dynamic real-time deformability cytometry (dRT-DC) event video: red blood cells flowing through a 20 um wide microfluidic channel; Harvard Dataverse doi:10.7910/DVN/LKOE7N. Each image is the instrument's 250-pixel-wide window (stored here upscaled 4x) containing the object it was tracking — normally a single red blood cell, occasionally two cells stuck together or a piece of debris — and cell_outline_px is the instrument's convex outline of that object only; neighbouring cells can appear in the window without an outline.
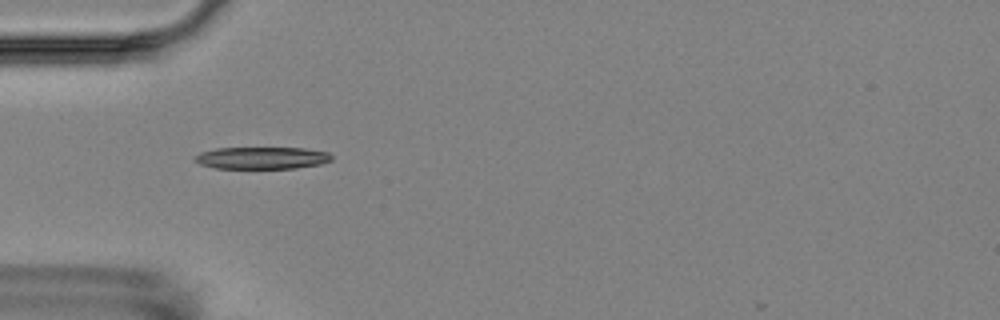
{"species": "Egyptian fruit bat (a non-hibernating species)", "species_latin": "Rousettus aegyptiacus", "temperature_condition": "room temperature", "stored_images_in_passage": 6, "segment_of_instrument_passage": [2, 2], "camera_frame_rate_fps": 3000, "um_per_image_px": 0.085, "animal": {"sex": "female"}, "frame": {"image": 1, "passage_image": 5, "time_ms": 5.333, "image_size_px": [1000, 320], "cell_outline_px": [[332, 160], [320, 164], [296, 168], [216, 168], [200, 164], [192, 160], [192, 156], [200, 152], [216, 148], [304, 148], [328, 152], [332, 156]], "centroid_in_image_um": [22.22, 13.42], "position_along_channel_um": 62.8, "area_um2": 17.69}}
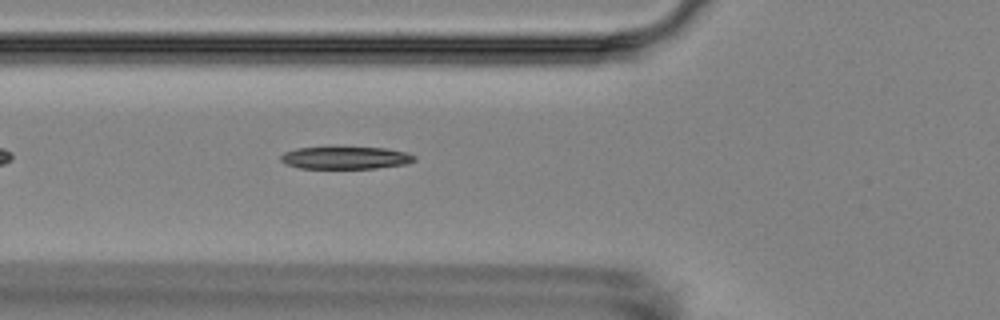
{"frame": {"image": 2, "passage_image": 6, "time_ms": 6.333, "image_size_px": [1000, 320], "cell_outline_px": [[416, 160], [408, 164], [376, 168], [300, 168], [288, 164], [280, 160], [280, 156], [284, 152], [296, 148], [388, 148], [408, 152], [416, 156]], "centroid_in_image_um": [29.44, 13.42], "position_along_channel_um": 96.4, "area_um2": 17.34}}